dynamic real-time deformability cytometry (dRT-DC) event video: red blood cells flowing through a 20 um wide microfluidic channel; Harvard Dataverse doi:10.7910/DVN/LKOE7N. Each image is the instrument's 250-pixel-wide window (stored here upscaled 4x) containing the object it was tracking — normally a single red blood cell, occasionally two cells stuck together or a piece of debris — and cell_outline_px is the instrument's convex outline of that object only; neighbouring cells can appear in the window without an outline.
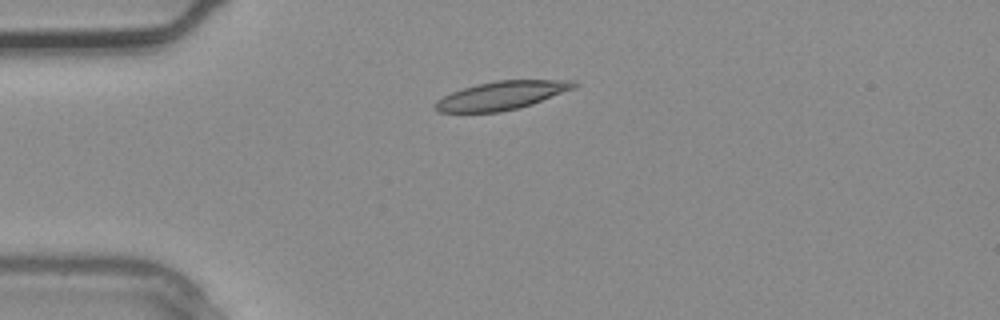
{"species": "common noctule bat (a hibernating species)", "species_latin": "Nyctalus noctula", "temperature_condition": "warm", "stored_images_in_passage": 2, "camera_frame_rate_fps": 3000, "um_per_image_px": 0.085, "animal": {"sex": "male", "body_mass_g": 20.4}, "frame": {"image": 1, "passage_image": 2, "time_ms": 0.333, "image_size_px": [1000, 320], "cell_outline_px": [[580, 84], [576, 88], [532, 104], [520, 108], [500, 112], [440, 112], [432, 104], [436, 100], [452, 92], [476, 84], [496, 80], [576, 80]], "centroid_in_image_um": [42.69, 8.11], "position_along_channel_um": 42.3, "area_um2": 23.12}}